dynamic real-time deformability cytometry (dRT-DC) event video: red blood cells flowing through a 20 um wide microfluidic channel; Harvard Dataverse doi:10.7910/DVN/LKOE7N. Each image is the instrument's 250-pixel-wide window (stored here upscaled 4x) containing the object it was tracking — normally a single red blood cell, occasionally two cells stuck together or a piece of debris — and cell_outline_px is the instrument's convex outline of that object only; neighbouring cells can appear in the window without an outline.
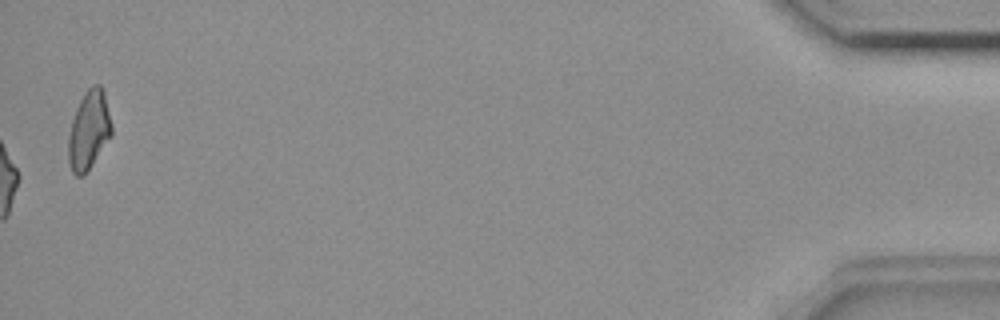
{"species": "common noctule bat (a hibernating species)", "species_latin": "Nyctalus noctula", "temperature_condition": "room temperature", "stored_images_in_passage": 56, "camera_frame_rate_fps": 3000, "um_per_image_px": 0.085, "animal": {"sex": "female", "body_mass_g": 18.4}, "frame": {"image": 1, "passage_image": 56, "time_ms": 18.333, "image_size_px": [1000, 320], "cell_outline_px": [[112, 136], [84, 176], [76, 176], [72, 172], [68, 160], [68, 136], [72, 120], [76, 108], [84, 92], [92, 84], [100, 84], [104, 92], [112, 124]], "centroid_in_image_um": [7.56, 11.07], "position_along_channel_um": 427.6, "area_um2": 20.06}, "authors_computed_cell_mechanics": {"area_um2": 17.8024, "velocity_mm_per_s": 3.6922, "shape_relaxation_time_tau1_ms": null, "shape_relaxation_time_tau2_ms": 5.4687, "deformation_change_tau1": null, "deformation_change_tau2": 0.1419}}